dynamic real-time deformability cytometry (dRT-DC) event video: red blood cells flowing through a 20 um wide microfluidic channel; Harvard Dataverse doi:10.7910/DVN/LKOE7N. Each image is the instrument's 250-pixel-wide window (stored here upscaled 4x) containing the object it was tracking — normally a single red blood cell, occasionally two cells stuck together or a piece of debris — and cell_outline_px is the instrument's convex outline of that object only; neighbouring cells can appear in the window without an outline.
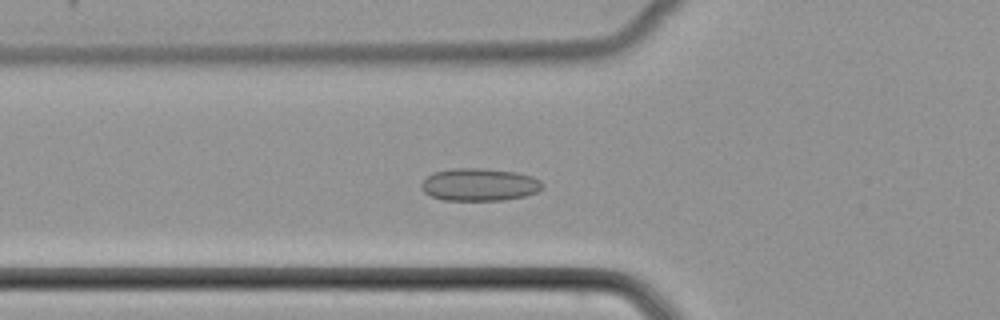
{"species": "common noctule bat (a hibernating species)", "species_latin": "Nyctalus noctula", "temperature_condition": "cold", "stored_images_in_passage": 46, "camera_frame_rate_fps": 3000, "um_per_image_px": 0.085, "animal": {"sex": "female", "body_mass_g": 22.7, "forearm_length_mm": 54.2}, "frame": {"image": 1, "passage_image": 13, "time_ms": 4.0, "image_size_px": [1000, 320], "cell_outline_px": [[544, 188], [536, 192], [524, 196], [504, 200], [444, 200], [432, 196], [424, 192], [420, 188], [420, 184], [432, 172], [452, 168], [484, 168], [516, 172], [532, 176], [540, 180], [544, 184]], "centroid_in_image_um": [40.75, 15.68], "position_along_channel_um": 85.0, "area_um2": 23.18}}
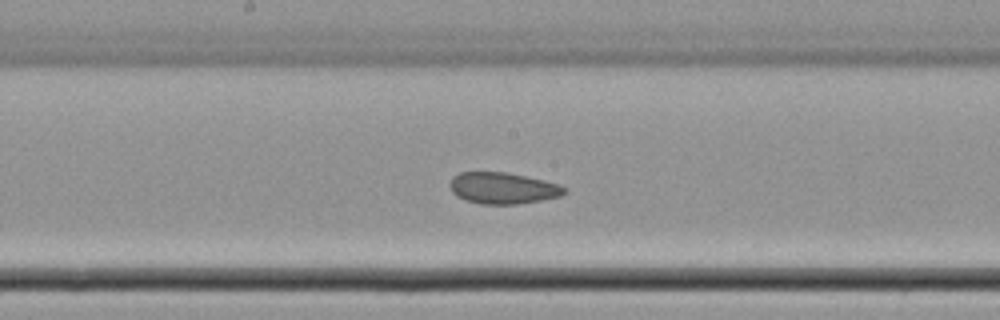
{"frame": {"image": 2, "passage_image": 22, "time_ms": 7.0, "image_size_px": [1000, 320], "cell_outline_px": [[568, 192], [560, 196], [540, 200], [516, 204], [480, 204], [464, 200], [456, 196], [452, 192], [448, 184], [452, 176], [460, 172], [504, 172], [544, 180], [560, 184], [568, 188]], "centroid_in_image_um": [42.72, 15.99], "position_along_channel_um": 205.5, "area_um2": 21.15}}
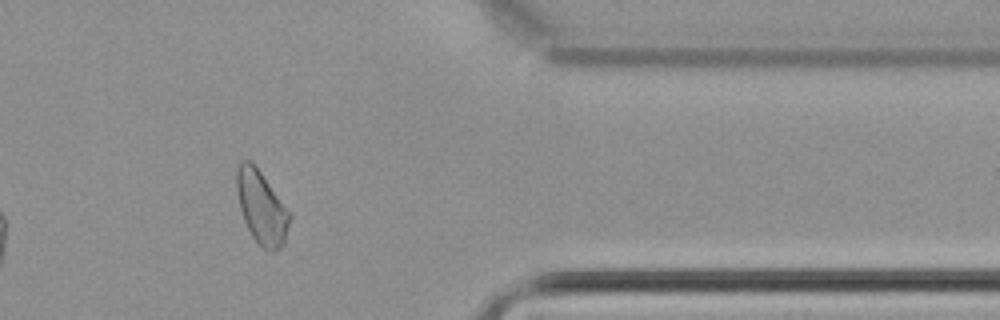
{"frame": {"image": 3, "passage_image": 37, "time_ms": 12.0, "image_size_px": [1000, 320], "cell_outline_px": [[292, 216], [284, 244], [276, 252], [272, 252], [264, 248], [252, 236], [244, 220], [240, 208], [236, 192], [236, 172], [240, 164], [244, 160], [248, 160], [260, 172]], "centroid_in_image_um": [22.23, 17.68], "position_along_channel_um": 389.2, "area_um2": 22.08}}